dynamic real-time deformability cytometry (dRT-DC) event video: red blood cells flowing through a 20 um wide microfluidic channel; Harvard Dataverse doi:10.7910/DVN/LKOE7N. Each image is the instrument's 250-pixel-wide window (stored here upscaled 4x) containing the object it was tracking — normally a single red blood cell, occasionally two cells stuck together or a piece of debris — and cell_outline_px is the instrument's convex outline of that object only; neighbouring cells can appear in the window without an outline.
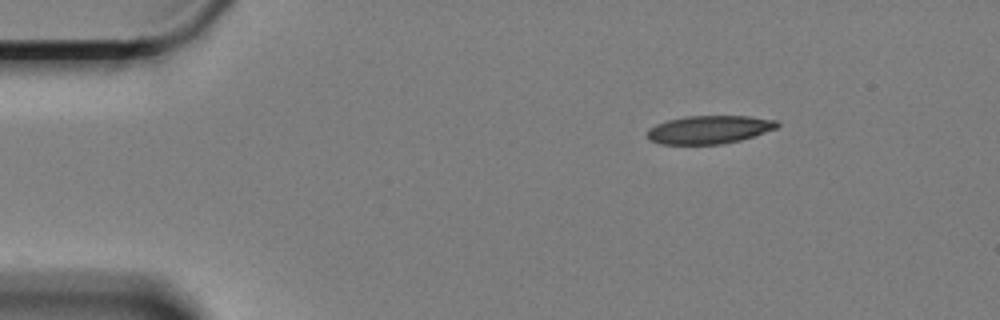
{"species": "Egyptian fruit bat (a non-hibernating species)", "species_latin": "Rousettus aegyptiacus", "temperature_condition": "cold", "stored_images_in_passage": 52, "camera_frame_rate_fps": 3000, "um_per_image_px": 0.085, "animal": {"sex": "female"}, "frame": {"image": 1, "passage_image": 1, "time_ms": 0.0, "image_size_px": [1000, 320], "cell_outline_px": [[780, 124], [776, 128], [740, 140], [720, 144], [660, 144], [652, 140], [648, 136], [648, 132], [656, 124], [668, 120], [684, 116], [748, 116], [776, 120]], "centroid_in_image_um": [60.3, 11.01], "position_along_channel_um": 24.7, "area_um2": 20.98}}
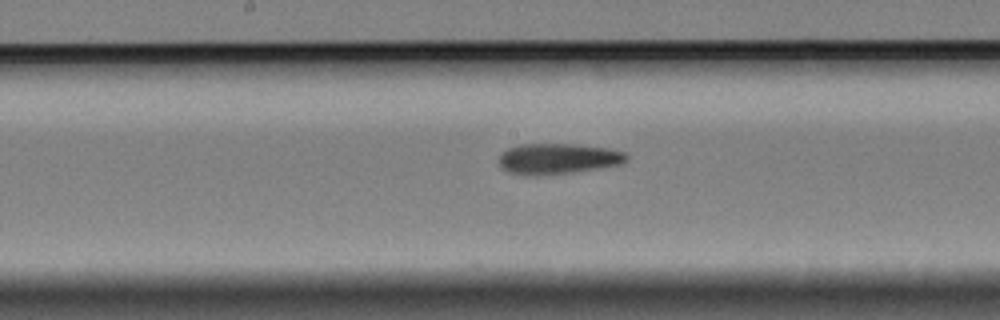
{"frame": {"image": 2, "passage_image": 23, "time_ms": 7.333, "image_size_px": [1000, 320], "cell_outline_px": [[628, 160], [620, 164], [572, 172], [536, 176], [528, 176], [508, 172], [500, 164], [500, 156], [508, 148], [520, 144], [572, 144], [608, 148], [624, 152], [628, 156]], "centroid_in_image_um": [47.42, 13.49], "position_along_channel_um": 200.8, "area_um2": 22.6}}
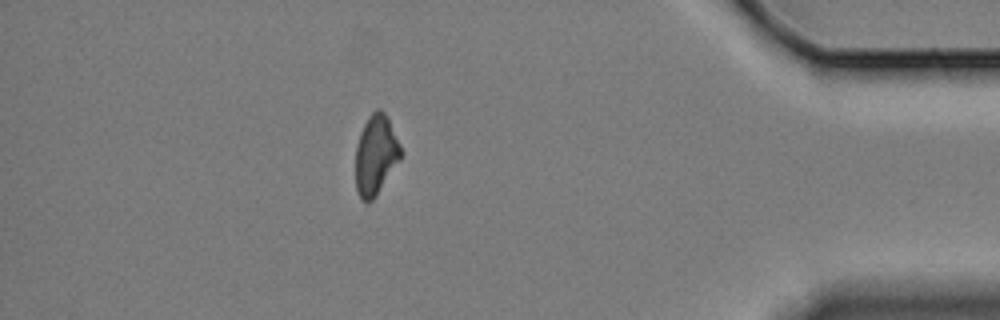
{"frame": {"image": 3, "passage_image": 45, "time_ms": 14.667, "image_size_px": [1000, 320], "cell_outline_px": [[400, 160], [376, 196], [368, 204], [364, 204], [360, 200], [356, 188], [356, 144], [360, 132], [368, 116], [376, 108], [380, 108], [388, 116], [400, 144]], "centroid_in_image_um": [31.92, 13.18], "position_along_channel_um": 403.3, "area_um2": 21.27}, "authors_computed_cell_mechanics": {"area_um2": 22.1952, "velocity_mm_per_s": 3.3182, "shape_relaxation_time_tau1_ms": null, "shape_relaxation_time_tau2_ms": 9.4513, "deformation_change_tau1": null, "deformation_change_tau2": 0.1745}}